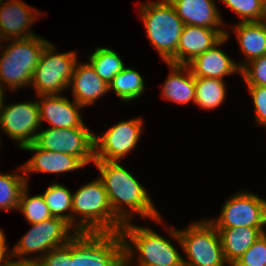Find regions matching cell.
Masks as SVG:
<instances>
[{
    "label": "cell",
    "mask_w": 266,
    "mask_h": 266,
    "mask_svg": "<svg viewBox=\"0 0 266 266\" xmlns=\"http://www.w3.org/2000/svg\"><path fill=\"white\" fill-rule=\"evenodd\" d=\"M18 210L22 211L30 224L52 218L42 194H36L32 197L28 195V184L21 192Z\"/></svg>",
    "instance_id": "cell-29"
},
{
    "label": "cell",
    "mask_w": 266,
    "mask_h": 266,
    "mask_svg": "<svg viewBox=\"0 0 266 266\" xmlns=\"http://www.w3.org/2000/svg\"><path fill=\"white\" fill-rule=\"evenodd\" d=\"M23 150L34 151L31 159L20 168L24 174L30 172L64 173L85 167V164L76 156L38 148L34 143L25 145Z\"/></svg>",
    "instance_id": "cell-17"
},
{
    "label": "cell",
    "mask_w": 266,
    "mask_h": 266,
    "mask_svg": "<svg viewBox=\"0 0 266 266\" xmlns=\"http://www.w3.org/2000/svg\"><path fill=\"white\" fill-rule=\"evenodd\" d=\"M258 22H261L266 29V21H258Z\"/></svg>",
    "instance_id": "cell-41"
},
{
    "label": "cell",
    "mask_w": 266,
    "mask_h": 266,
    "mask_svg": "<svg viewBox=\"0 0 266 266\" xmlns=\"http://www.w3.org/2000/svg\"><path fill=\"white\" fill-rule=\"evenodd\" d=\"M4 47L2 46L1 40H0V50H2Z\"/></svg>",
    "instance_id": "cell-43"
},
{
    "label": "cell",
    "mask_w": 266,
    "mask_h": 266,
    "mask_svg": "<svg viewBox=\"0 0 266 266\" xmlns=\"http://www.w3.org/2000/svg\"><path fill=\"white\" fill-rule=\"evenodd\" d=\"M93 164L100 172L99 178L108 194L113 214L123 224L131 222L135 213L144 219L148 217L161 222L146 189L119 161H95Z\"/></svg>",
    "instance_id": "cell-1"
},
{
    "label": "cell",
    "mask_w": 266,
    "mask_h": 266,
    "mask_svg": "<svg viewBox=\"0 0 266 266\" xmlns=\"http://www.w3.org/2000/svg\"><path fill=\"white\" fill-rule=\"evenodd\" d=\"M89 61L97 75L108 85L125 67L116 51L104 47H97L89 56Z\"/></svg>",
    "instance_id": "cell-27"
},
{
    "label": "cell",
    "mask_w": 266,
    "mask_h": 266,
    "mask_svg": "<svg viewBox=\"0 0 266 266\" xmlns=\"http://www.w3.org/2000/svg\"><path fill=\"white\" fill-rule=\"evenodd\" d=\"M9 258H12V255L11 253L8 252V246H6V238H5L0 243V266H7Z\"/></svg>",
    "instance_id": "cell-36"
},
{
    "label": "cell",
    "mask_w": 266,
    "mask_h": 266,
    "mask_svg": "<svg viewBox=\"0 0 266 266\" xmlns=\"http://www.w3.org/2000/svg\"><path fill=\"white\" fill-rule=\"evenodd\" d=\"M141 19L150 43L166 63L177 65V47L183 21L169 0L140 4Z\"/></svg>",
    "instance_id": "cell-2"
},
{
    "label": "cell",
    "mask_w": 266,
    "mask_h": 266,
    "mask_svg": "<svg viewBox=\"0 0 266 266\" xmlns=\"http://www.w3.org/2000/svg\"><path fill=\"white\" fill-rule=\"evenodd\" d=\"M124 223L121 229L124 241V261L130 264L134 250L137 249L139 264L159 266H183V257L170 240L162 237L148 227ZM129 240V241H128ZM134 244V247L132 245Z\"/></svg>",
    "instance_id": "cell-6"
},
{
    "label": "cell",
    "mask_w": 266,
    "mask_h": 266,
    "mask_svg": "<svg viewBox=\"0 0 266 266\" xmlns=\"http://www.w3.org/2000/svg\"><path fill=\"white\" fill-rule=\"evenodd\" d=\"M27 184L25 175L0 173V209L18 210L21 192Z\"/></svg>",
    "instance_id": "cell-28"
},
{
    "label": "cell",
    "mask_w": 266,
    "mask_h": 266,
    "mask_svg": "<svg viewBox=\"0 0 266 266\" xmlns=\"http://www.w3.org/2000/svg\"><path fill=\"white\" fill-rule=\"evenodd\" d=\"M6 238L2 229H0V243Z\"/></svg>",
    "instance_id": "cell-39"
},
{
    "label": "cell",
    "mask_w": 266,
    "mask_h": 266,
    "mask_svg": "<svg viewBox=\"0 0 266 266\" xmlns=\"http://www.w3.org/2000/svg\"><path fill=\"white\" fill-rule=\"evenodd\" d=\"M138 266H159L156 264H138Z\"/></svg>",
    "instance_id": "cell-40"
},
{
    "label": "cell",
    "mask_w": 266,
    "mask_h": 266,
    "mask_svg": "<svg viewBox=\"0 0 266 266\" xmlns=\"http://www.w3.org/2000/svg\"><path fill=\"white\" fill-rule=\"evenodd\" d=\"M186 254L183 266H224L227 264L218 230L206 220L192 223L186 229H168Z\"/></svg>",
    "instance_id": "cell-5"
},
{
    "label": "cell",
    "mask_w": 266,
    "mask_h": 266,
    "mask_svg": "<svg viewBox=\"0 0 266 266\" xmlns=\"http://www.w3.org/2000/svg\"><path fill=\"white\" fill-rule=\"evenodd\" d=\"M254 102L256 122L266 126V86H247Z\"/></svg>",
    "instance_id": "cell-34"
},
{
    "label": "cell",
    "mask_w": 266,
    "mask_h": 266,
    "mask_svg": "<svg viewBox=\"0 0 266 266\" xmlns=\"http://www.w3.org/2000/svg\"><path fill=\"white\" fill-rule=\"evenodd\" d=\"M170 74L162 86L164 99L178 104L195 102V77L187 65L167 63Z\"/></svg>",
    "instance_id": "cell-22"
},
{
    "label": "cell",
    "mask_w": 266,
    "mask_h": 266,
    "mask_svg": "<svg viewBox=\"0 0 266 266\" xmlns=\"http://www.w3.org/2000/svg\"><path fill=\"white\" fill-rule=\"evenodd\" d=\"M52 217L67 221L77 232V220L72 214V193L66 186L54 182L42 193ZM68 211V213H66ZM71 211V214L69 213ZM76 223V224H75Z\"/></svg>",
    "instance_id": "cell-24"
},
{
    "label": "cell",
    "mask_w": 266,
    "mask_h": 266,
    "mask_svg": "<svg viewBox=\"0 0 266 266\" xmlns=\"http://www.w3.org/2000/svg\"><path fill=\"white\" fill-rule=\"evenodd\" d=\"M72 213L79 215L77 232H118L123 223L113 214L101 179L81 186L72 194Z\"/></svg>",
    "instance_id": "cell-3"
},
{
    "label": "cell",
    "mask_w": 266,
    "mask_h": 266,
    "mask_svg": "<svg viewBox=\"0 0 266 266\" xmlns=\"http://www.w3.org/2000/svg\"><path fill=\"white\" fill-rule=\"evenodd\" d=\"M226 95L225 82L218 78H195V104L203 109H215Z\"/></svg>",
    "instance_id": "cell-26"
},
{
    "label": "cell",
    "mask_w": 266,
    "mask_h": 266,
    "mask_svg": "<svg viewBox=\"0 0 266 266\" xmlns=\"http://www.w3.org/2000/svg\"><path fill=\"white\" fill-rule=\"evenodd\" d=\"M7 266H44L41 258H21L19 260H10L8 261Z\"/></svg>",
    "instance_id": "cell-35"
},
{
    "label": "cell",
    "mask_w": 266,
    "mask_h": 266,
    "mask_svg": "<svg viewBox=\"0 0 266 266\" xmlns=\"http://www.w3.org/2000/svg\"><path fill=\"white\" fill-rule=\"evenodd\" d=\"M259 21H266V0H262L261 13Z\"/></svg>",
    "instance_id": "cell-37"
},
{
    "label": "cell",
    "mask_w": 266,
    "mask_h": 266,
    "mask_svg": "<svg viewBox=\"0 0 266 266\" xmlns=\"http://www.w3.org/2000/svg\"><path fill=\"white\" fill-rule=\"evenodd\" d=\"M142 118L121 121L95 140V161H120L132 151L140 139Z\"/></svg>",
    "instance_id": "cell-12"
},
{
    "label": "cell",
    "mask_w": 266,
    "mask_h": 266,
    "mask_svg": "<svg viewBox=\"0 0 266 266\" xmlns=\"http://www.w3.org/2000/svg\"><path fill=\"white\" fill-rule=\"evenodd\" d=\"M240 49L245 55V62L238 63L242 68L247 61L266 55V29L261 22H238L234 26Z\"/></svg>",
    "instance_id": "cell-23"
},
{
    "label": "cell",
    "mask_w": 266,
    "mask_h": 266,
    "mask_svg": "<svg viewBox=\"0 0 266 266\" xmlns=\"http://www.w3.org/2000/svg\"><path fill=\"white\" fill-rule=\"evenodd\" d=\"M209 221L215 228L264 227L266 200L251 192H238L223 204L220 216Z\"/></svg>",
    "instance_id": "cell-11"
},
{
    "label": "cell",
    "mask_w": 266,
    "mask_h": 266,
    "mask_svg": "<svg viewBox=\"0 0 266 266\" xmlns=\"http://www.w3.org/2000/svg\"><path fill=\"white\" fill-rule=\"evenodd\" d=\"M74 100L81 105H92L103 95L109 92V85L95 72L90 63L75 65L70 85Z\"/></svg>",
    "instance_id": "cell-20"
},
{
    "label": "cell",
    "mask_w": 266,
    "mask_h": 266,
    "mask_svg": "<svg viewBox=\"0 0 266 266\" xmlns=\"http://www.w3.org/2000/svg\"><path fill=\"white\" fill-rule=\"evenodd\" d=\"M222 37L216 29L184 25L177 47V65H187L196 56L210 49Z\"/></svg>",
    "instance_id": "cell-19"
},
{
    "label": "cell",
    "mask_w": 266,
    "mask_h": 266,
    "mask_svg": "<svg viewBox=\"0 0 266 266\" xmlns=\"http://www.w3.org/2000/svg\"><path fill=\"white\" fill-rule=\"evenodd\" d=\"M229 34L226 33L215 45L206 50L203 54L196 56L187 66L195 78H218L223 80L224 76L241 73L238 63L219 48L223 45Z\"/></svg>",
    "instance_id": "cell-16"
},
{
    "label": "cell",
    "mask_w": 266,
    "mask_h": 266,
    "mask_svg": "<svg viewBox=\"0 0 266 266\" xmlns=\"http://www.w3.org/2000/svg\"><path fill=\"white\" fill-rule=\"evenodd\" d=\"M120 266H129L125 261Z\"/></svg>",
    "instance_id": "cell-42"
},
{
    "label": "cell",
    "mask_w": 266,
    "mask_h": 266,
    "mask_svg": "<svg viewBox=\"0 0 266 266\" xmlns=\"http://www.w3.org/2000/svg\"><path fill=\"white\" fill-rule=\"evenodd\" d=\"M72 262L73 266H120L124 262L121 231L76 233Z\"/></svg>",
    "instance_id": "cell-7"
},
{
    "label": "cell",
    "mask_w": 266,
    "mask_h": 266,
    "mask_svg": "<svg viewBox=\"0 0 266 266\" xmlns=\"http://www.w3.org/2000/svg\"><path fill=\"white\" fill-rule=\"evenodd\" d=\"M41 125L39 105L36 102L13 103L4 106V100L0 107V127L6 135L17 140L18 147L34 143Z\"/></svg>",
    "instance_id": "cell-13"
},
{
    "label": "cell",
    "mask_w": 266,
    "mask_h": 266,
    "mask_svg": "<svg viewBox=\"0 0 266 266\" xmlns=\"http://www.w3.org/2000/svg\"><path fill=\"white\" fill-rule=\"evenodd\" d=\"M49 41L34 36L28 39L12 40L0 58V85L5 91L6 84L11 90L31 85L35 68Z\"/></svg>",
    "instance_id": "cell-4"
},
{
    "label": "cell",
    "mask_w": 266,
    "mask_h": 266,
    "mask_svg": "<svg viewBox=\"0 0 266 266\" xmlns=\"http://www.w3.org/2000/svg\"><path fill=\"white\" fill-rule=\"evenodd\" d=\"M110 89L114 90L123 102H128L144 93V79L134 68L124 67L109 83V91Z\"/></svg>",
    "instance_id": "cell-25"
},
{
    "label": "cell",
    "mask_w": 266,
    "mask_h": 266,
    "mask_svg": "<svg viewBox=\"0 0 266 266\" xmlns=\"http://www.w3.org/2000/svg\"><path fill=\"white\" fill-rule=\"evenodd\" d=\"M226 262L233 266L250 246L266 232L263 227L216 228Z\"/></svg>",
    "instance_id": "cell-21"
},
{
    "label": "cell",
    "mask_w": 266,
    "mask_h": 266,
    "mask_svg": "<svg viewBox=\"0 0 266 266\" xmlns=\"http://www.w3.org/2000/svg\"><path fill=\"white\" fill-rule=\"evenodd\" d=\"M94 136L89 128L49 127L37 132L34 144L44 150L76 156L87 165L95 162Z\"/></svg>",
    "instance_id": "cell-10"
},
{
    "label": "cell",
    "mask_w": 266,
    "mask_h": 266,
    "mask_svg": "<svg viewBox=\"0 0 266 266\" xmlns=\"http://www.w3.org/2000/svg\"><path fill=\"white\" fill-rule=\"evenodd\" d=\"M3 3V4H2ZM38 13V14H37ZM40 12L22 0L0 3V40L28 39L36 36L29 28ZM29 30V31H28Z\"/></svg>",
    "instance_id": "cell-14"
},
{
    "label": "cell",
    "mask_w": 266,
    "mask_h": 266,
    "mask_svg": "<svg viewBox=\"0 0 266 266\" xmlns=\"http://www.w3.org/2000/svg\"><path fill=\"white\" fill-rule=\"evenodd\" d=\"M242 19V22L259 21L262 0H221Z\"/></svg>",
    "instance_id": "cell-31"
},
{
    "label": "cell",
    "mask_w": 266,
    "mask_h": 266,
    "mask_svg": "<svg viewBox=\"0 0 266 266\" xmlns=\"http://www.w3.org/2000/svg\"><path fill=\"white\" fill-rule=\"evenodd\" d=\"M233 266H266V233L264 232Z\"/></svg>",
    "instance_id": "cell-32"
},
{
    "label": "cell",
    "mask_w": 266,
    "mask_h": 266,
    "mask_svg": "<svg viewBox=\"0 0 266 266\" xmlns=\"http://www.w3.org/2000/svg\"><path fill=\"white\" fill-rule=\"evenodd\" d=\"M44 266H73L72 240L48 251L41 257Z\"/></svg>",
    "instance_id": "cell-33"
},
{
    "label": "cell",
    "mask_w": 266,
    "mask_h": 266,
    "mask_svg": "<svg viewBox=\"0 0 266 266\" xmlns=\"http://www.w3.org/2000/svg\"><path fill=\"white\" fill-rule=\"evenodd\" d=\"M240 74L247 86H266V55L247 62Z\"/></svg>",
    "instance_id": "cell-30"
},
{
    "label": "cell",
    "mask_w": 266,
    "mask_h": 266,
    "mask_svg": "<svg viewBox=\"0 0 266 266\" xmlns=\"http://www.w3.org/2000/svg\"><path fill=\"white\" fill-rule=\"evenodd\" d=\"M55 50V46L49 42L35 68L31 85L37 96L58 95L69 88L77 63V53L70 51L57 54Z\"/></svg>",
    "instance_id": "cell-8"
},
{
    "label": "cell",
    "mask_w": 266,
    "mask_h": 266,
    "mask_svg": "<svg viewBox=\"0 0 266 266\" xmlns=\"http://www.w3.org/2000/svg\"><path fill=\"white\" fill-rule=\"evenodd\" d=\"M184 25L202 26L216 29L222 36L226 35L223 21L213 0H169Z\"/></svg>",
    "instance_id": "cell-18"
},
{
    "label": "cell",
    "mask_w": 266,
    "mask_h": 266,
    "mask_svg": "<svg viewBox=\"0 0 266 266\" xmlns=\"http://www.w3.org/2000/svg\"><path fill=\"white\" fill-rule=\"evenodd\" d=\"M39 105L41 123L43 120L58 129L87 128L79 110L82 108L74 99L71 102L67 97L60 95H41Z\"/></svg>",
    "instance_id": "cell-15"
},
{
    "label": "cell",
    "mask_w": 266,
    "mask_h": 266,
    "mask_svg": "<svg viewBox=\"0 0 266 266\" xmlns=\"http://www.w3.org/2000/svg\"><path fill=\"white\" fill-rule=\"evenodd\" d=\"M4 90L2 89V87H1V85H0V107H1V105H2V102H3V100H4Z\"/></svg>",
    "instance_id": "cell-38"
},
{
    "label": "cell",
    "mask_w": 266,
    "mask_h": 266,
    "mask_svg": "<svg viewBox=\"0 0 266 266\" xmlns=\"http://www.w3.org/2000/svg\"><path fill=\"white\" fill-rule=\"evenodd\" d=\"M31 225V229L24 234L10 252L13 258H24L27 254L40 251L44 254L41 253L36 258H41L51 249L69 243L78 233L67 221L60 218L52 217Z\"/></svg>",
    "instance_id": "cell-9"
}]
</instances>
